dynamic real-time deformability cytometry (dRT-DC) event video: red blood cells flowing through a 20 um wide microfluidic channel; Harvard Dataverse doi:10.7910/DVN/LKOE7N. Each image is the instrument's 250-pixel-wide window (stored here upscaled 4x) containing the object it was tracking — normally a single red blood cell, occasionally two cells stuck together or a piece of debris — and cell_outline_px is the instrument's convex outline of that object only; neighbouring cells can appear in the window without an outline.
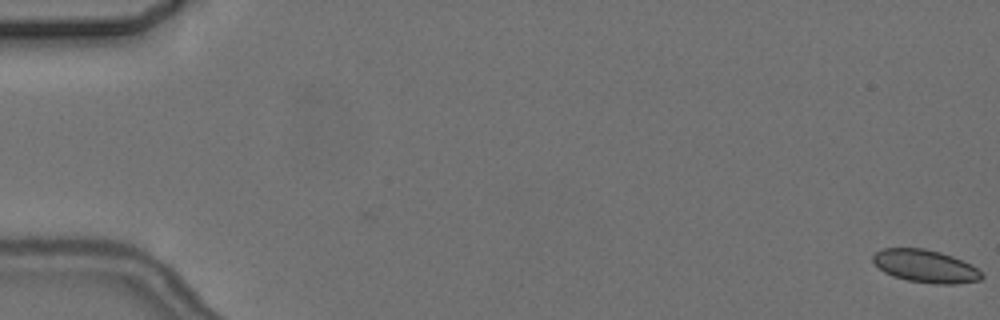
{"species": "common noctule bat (a hibernating species)", "species_latin": "Nyctalus noctula", "temperature_condition": "cold", "stored_images_in_passage": 6, "camera_frame_rate_fps": 3000, "um_per_image_px": 0.085, "animal": {"sex": "female", "body_mass_g": 24.6, "forearm_length_mm": 56.2}, "frame": {"image": 1, "passage_image": 1, "time_ms": 0.0, "image_size_px": [1000, 320], "cell_outline_px": [[984, 276], [980, 280], [956, 284], [932, 284], [908, 280], [892, 276], [884, 272], [872, 260], [872, 256], [876, 252], [884, 248], [924, 248], [940, 252], [952, 256], [972, 264], [984, 272]], "centroid_in_image_um": [78.71, 22.63], "position_along_channel_um": 6.3, "area_um2": 20.92}}
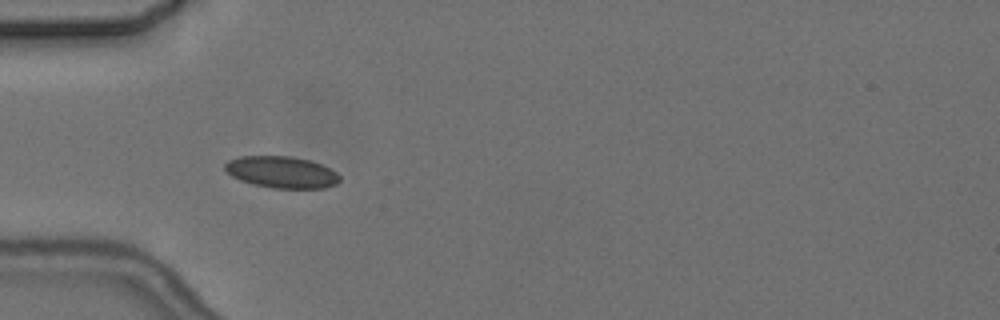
{"frame": {"image": 2, "passage_image": 6, "time_ms": 6.0, "image_size_px": [1000, 320], "cell_outline_px": [[340, 180], [336, 184], [324, 188], [272, 188], [252, 184], [240, 180], [232, 176], [224, 168], [224, 164], [228, 160], [240, 156], [292, 156], [308, 160], [320, 164], [336, 172], [340, 176]], "centroid_in_image_um": [23.92, 14.63], "position_along_channel_um": 61.1, "area_um2": 21.15}}